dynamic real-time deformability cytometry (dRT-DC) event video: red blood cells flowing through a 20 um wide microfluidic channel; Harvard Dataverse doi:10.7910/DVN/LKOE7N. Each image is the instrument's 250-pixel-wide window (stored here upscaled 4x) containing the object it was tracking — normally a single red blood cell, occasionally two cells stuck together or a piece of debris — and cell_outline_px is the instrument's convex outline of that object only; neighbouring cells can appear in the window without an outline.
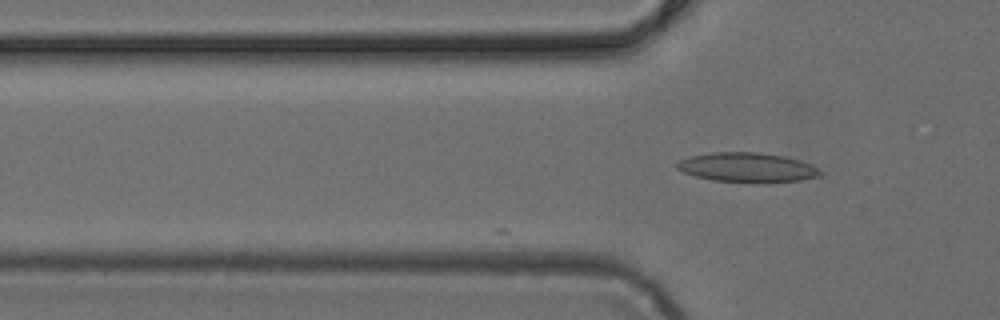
{"species": "common noctule bat (a hibernating species)", "species_latin": "Nyctalus noctula", "temperature_condition": "cold", "stored_images_in_passage": 15, "camera_frame_rate_fps": 3000, "um_per_image_px": 0.085, "animal": {"sex": "female", "body_mass_g": 24.6, "forearm_length_mm": 56.2}, "frame": {"image": 1, "passage_image": 15, "time_ms": 4.667, "image_size_px": [1000, 320], "cell_outline_px": [[824, 172], [820, 176], [800, 180], [764, 184], [752, 184], [712, 180], [696, 176], [684, 172], [676, 168], [676, 164], [680, 160], [692, 156], [712, 152], [760, 152], [784, 156], [800, 160], [812, 164]], "centroid_in_image_um": [63.58, 14.25], "position_along_channel_um": 62.2, "area_um2": 25.2}}